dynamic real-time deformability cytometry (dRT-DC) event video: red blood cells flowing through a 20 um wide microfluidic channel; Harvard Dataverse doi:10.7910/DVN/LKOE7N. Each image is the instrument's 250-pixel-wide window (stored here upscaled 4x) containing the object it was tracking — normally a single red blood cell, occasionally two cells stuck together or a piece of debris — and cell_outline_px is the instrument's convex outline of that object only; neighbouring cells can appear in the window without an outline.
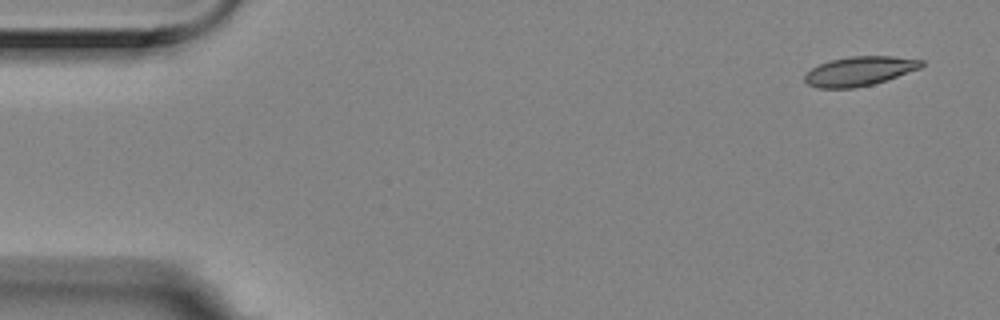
{"species": "Egyptian fruit bat (a non-hibernating species)", "species_latin": "Rousettus aegyptiacus", "temperature_condition": "room temperature", "stored_images_in_passage": 3, "camera_frame_rate_fps": 3000, "um_per_image_px": 0.085, "animal": {"sex": "female"}, "frame": {"image": 1, "passage_image": 1, "time_ms": 0.0, "image_size_px": [1000, 320], "cell_outline_px": [[924, 64], [920, 68], [872, 84], [852, 88], [816, 88], [808, 84], [804, 80], [804, 76], [812, 68], [828, 60], [848, 56], [892, 56], [924, 60]], "centroid_in_image_um": [73.02, 6.03], "position_along_channel_um": 12.0, "area_um2": 19.77}}